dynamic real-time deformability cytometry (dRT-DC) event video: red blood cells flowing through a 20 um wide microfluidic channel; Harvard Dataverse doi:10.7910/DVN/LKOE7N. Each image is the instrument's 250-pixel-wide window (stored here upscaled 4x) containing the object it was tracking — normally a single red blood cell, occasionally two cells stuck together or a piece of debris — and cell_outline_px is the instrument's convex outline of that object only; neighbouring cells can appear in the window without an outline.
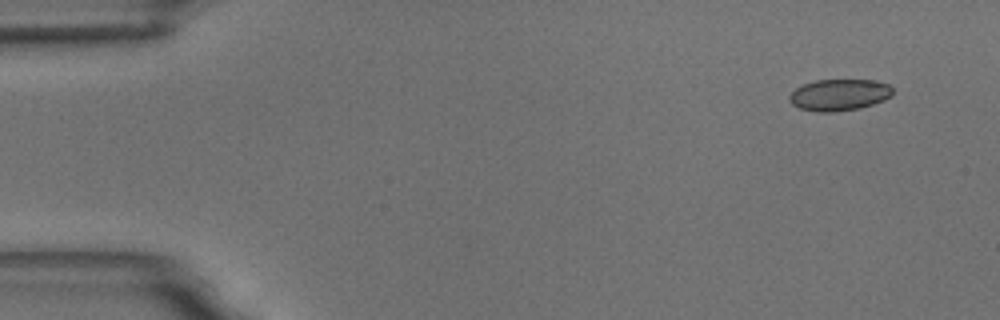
{"species": "common noctule bat (a hibernating species)", "species_latin": "Nyctalus noctula", "temperature_condition": "room temperature", "stored_images_in_passage": 7, "camera_frame_rate_fps": 3000, "um_per_image_px": 0.085, "animal": {"sex": "male", "body_mass_g": 18.8}, "frame": {"image": 1, "passage_image": 1, "time_ms": 0.0, "image_size_px": [1000, 320], "cell_outline_px": [[892, 96], [884, 100], [860, 108], [836, 112], [816, 112], [800, 108], [792, 104], [788, 100], [788, 96], [796, 88], [804, 84], [816, 80], [872, 80], [888, 84], [892, 88]], "centroid_in_image_um": [71.32, 8.07], "position_along_channel_um": 13.7, "area_um2": 19.02}}